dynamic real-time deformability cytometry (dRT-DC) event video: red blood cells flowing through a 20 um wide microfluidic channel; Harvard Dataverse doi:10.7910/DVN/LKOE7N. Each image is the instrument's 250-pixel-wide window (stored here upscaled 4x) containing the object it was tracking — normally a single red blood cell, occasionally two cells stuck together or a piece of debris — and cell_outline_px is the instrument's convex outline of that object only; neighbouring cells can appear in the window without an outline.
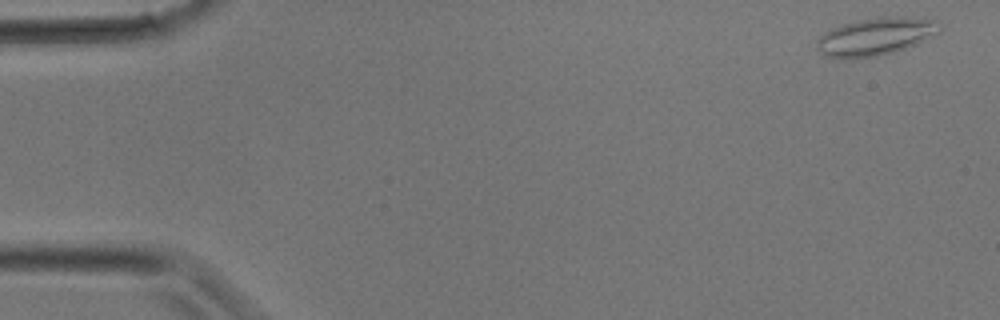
{"species": "common noctule bat (a hibernating species)", "species_latin": "Nyctalus noctula", "temperature_condition": "room temperature", "stored_images_in_passage": 5, "camera_frame_rate_fps": 3000, "um_per_image_px": 0.085, "animal": {"sex": "male", "body_mass_g": 17.9}, "frame": {"image": 1, "passage_image": 1, "time_ms": 0.0, "image_size_px": [1000, 320], "cell_outline_px": [[940, 32], [916, 44], [892, 52], [876, 56], [844, 60], [824, 56], [816, 48], [816, 40], [824, 32], [832, 28], [844, 24], [860, 20], [888, 16], [904, 16], [936, 20]], "centroid_in_image_um": [74.36, 3.12], "position_along_channel_um": 10.6, "area_um2": 26.93}}